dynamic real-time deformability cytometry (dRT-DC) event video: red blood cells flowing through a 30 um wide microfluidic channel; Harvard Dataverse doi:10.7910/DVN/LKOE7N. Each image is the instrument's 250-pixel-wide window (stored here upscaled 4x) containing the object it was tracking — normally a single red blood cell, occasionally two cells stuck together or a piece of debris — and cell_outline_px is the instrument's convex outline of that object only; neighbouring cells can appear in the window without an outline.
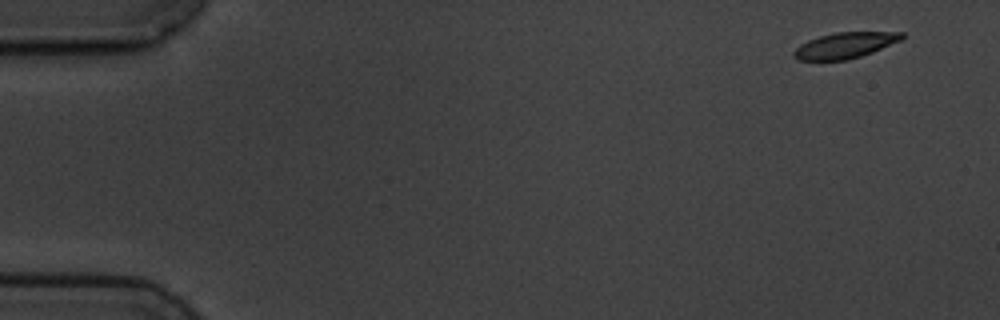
{"species": "common noctule bat (a hibernating species)", "species_latin": "Nyctalus noctula", "temperature_condition": "cold", "stored_images_in_passage": 5, "camera_frame_rate_fps": 3000, "um_per_image_px": 0.085, "animal": {"sex": "male", "body_mass_g": 19.5, "forearm_length_mm": 54.6}, "frame": {"image": 1, "passage_image": 1, "time_ms": 0.0, "image_size_px": [1000, 320], "cell_outline_px": [[904, 36], [900, 40], [872, 52], [848, 60], [796, 60], [792, 56], [792, 52], [800, 44], [808, 40], [820, 36], [836, 32], [904, 32]], "centroid_in_image_um": [71.77, 3.86], "position_along_channel_um": 13.2, "area_um2": 16.18}}
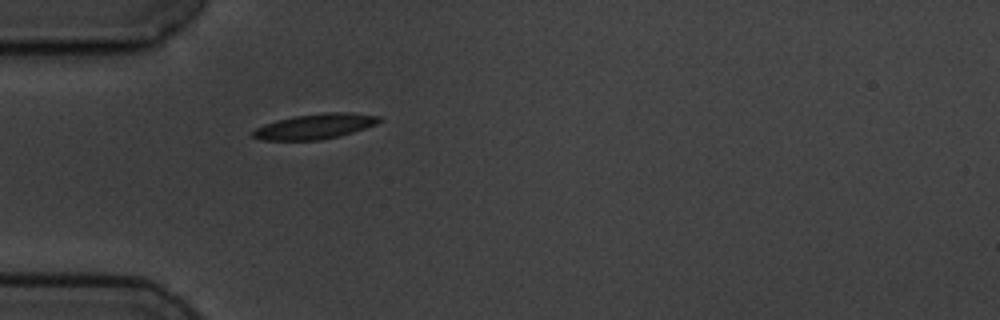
{"frame": {"image": 2, "passage_image": 5, "time_ms": 4.667, "image_size_px": [1000, 320], "cell_outline_px": [[384, 120], [376, 124], [340, 136], [320, 140], [264, 140], [252, 136], [252, 132], [256, 128], [264, 124], [276, 120], [296, 116], [324, 112], [348, 112], [380, 116]], "centroid_in_image_um": [26.8, 10.73], "position_along_channel_um": 58.2, "area_um2": 18.5}}